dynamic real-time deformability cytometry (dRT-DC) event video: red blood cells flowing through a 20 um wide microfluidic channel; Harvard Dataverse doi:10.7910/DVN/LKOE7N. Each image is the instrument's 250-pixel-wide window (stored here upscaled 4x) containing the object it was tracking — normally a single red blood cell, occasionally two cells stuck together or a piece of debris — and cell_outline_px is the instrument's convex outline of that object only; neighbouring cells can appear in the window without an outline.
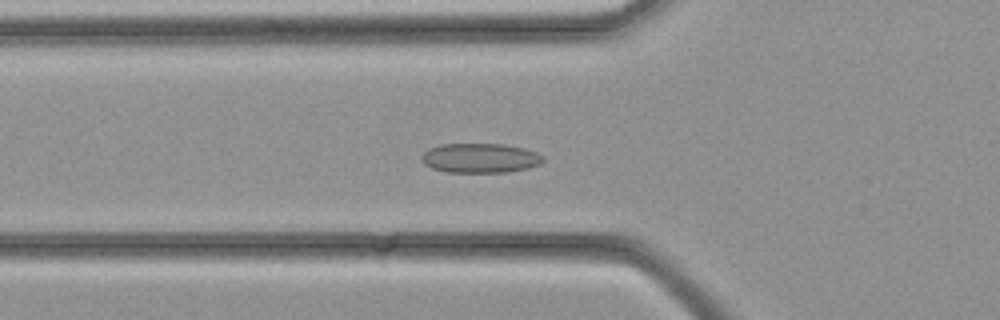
{"species": "common noctule bat (a hibernating species)", "species_latin": "Nyctalus noctula", "temperature_condition": "cold", "stored_images_in_passage": 37, "camera_frame_rate_fps": 3000, "um_per_image_px": 0.085, "animal": {"sex": "female", "body_mass_g": 21.9}, "frame": {"image": 1, "passage_image": 13, "time_ms": 4.0, "image_size_px": [1000, 320], "cell_outline_px": [[544, 160], [540, 164], [528, 168], [508, 172], [444, 172], [432, 168], [424, 164], [420, 156], [428, 148], [440, 144], [504, 144], [524, 148], [536, 152], [544, 156]], "centroid_in_image_um": [40.8, 13.43], "position_along_channel_um": 85.0, "area_um2": 21.1}}
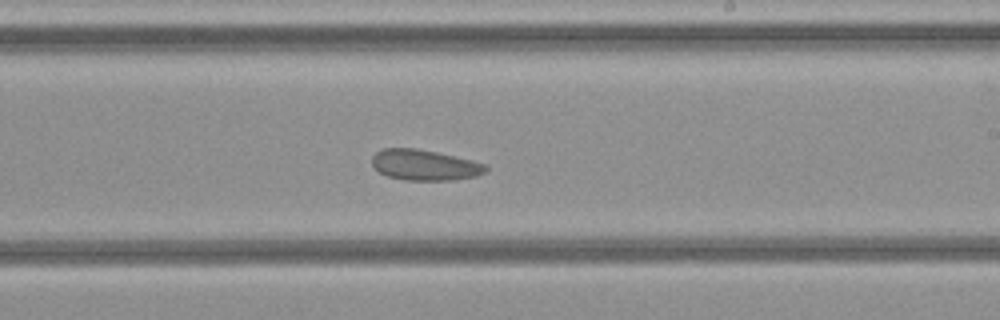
{"frame": {"image": 2, "passage_image": 22, "time_ms": 7.0, "image_size_px": [1000, 320], "cell_outline_px": [[488, 168], [484, 172], [476, 176], [452, 180], [404, 180], [388, 176], [380, 172], [372, 164], [372, 156], [376, 152], [384, 148], [416, 148], [436, 152], [472, 160], [484, 164]], "centroid_in_image_um": [36.08, 14.02], "position_along_channel_um": 252.9, "area_um2": 20.17}}
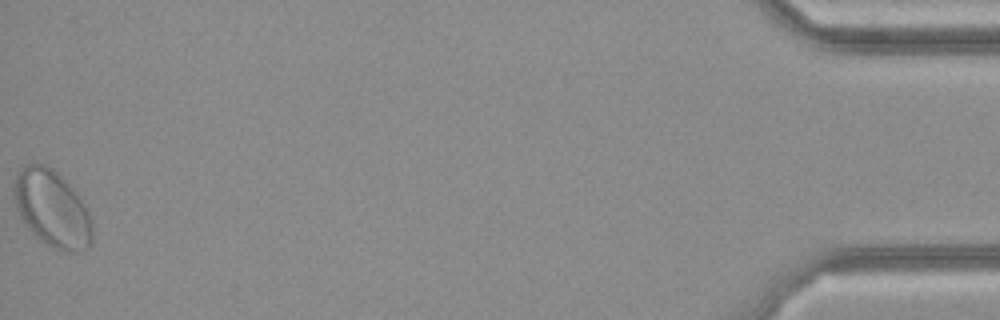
{"frame": {"image": 3, "passage_image": 37, "time_ms": 12.0, "image_size_px": [1000, 320], "cell_outline_px": [[92, 240], [88, 248], [72, 252], [64, 252], [52, 248], [36, 236], [24, 224], [16, 208], [16, 176], [20, 168], [24, 164], [44, 164], [52, 168], [76, 192], [88, 212], [92, 224]], "centroid_in_image_um": [4.44, 17.76], "position_along_channel_um": 430.8, "area_um2": 34.51}}